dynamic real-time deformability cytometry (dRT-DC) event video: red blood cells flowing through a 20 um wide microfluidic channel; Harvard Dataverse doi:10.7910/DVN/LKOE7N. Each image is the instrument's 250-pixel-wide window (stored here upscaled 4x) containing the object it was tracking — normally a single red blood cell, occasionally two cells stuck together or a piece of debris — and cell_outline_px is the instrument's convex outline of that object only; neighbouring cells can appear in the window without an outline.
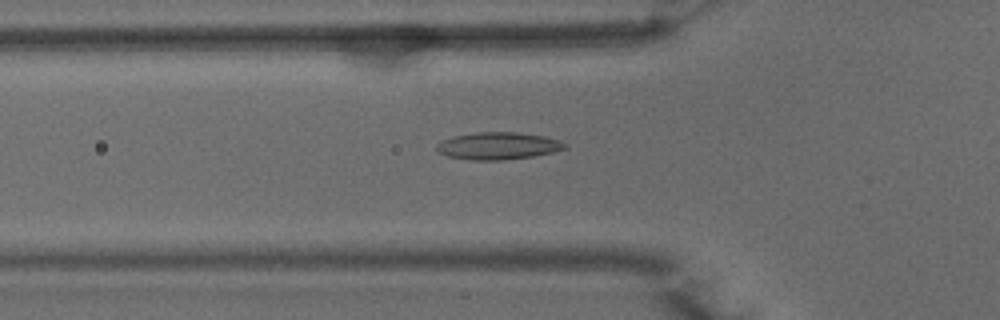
{"species": "common noctule bat (a hibernating species)", "species_latin": "Nyctalus noctula", "temperature_condition": "warm", "stored_images_in_passage": 50, "camera_frame_rate_fps": 3000, "um_per_image_px": 0.085, "animal": {"sex": "male", "body_mass_g": 15.6}, "frame": {"image": 1, "passage_image": 17, "time_ms": 5.333, "image_size_px": [1000, 320], "cell_outline_px": [[568, 144], [564, 148], [552, 152], [532, 156], [504, 160], [472, 160], [448, 156], [436, 152], [436, 144], [440, 140], [452, 136], [476, 132], [516, 132], [544, 136], [560, 140]], "centroid_in_image_um": [42.28, 12.39], "position_along_channel_um": 83.5, "area_um2": 20.46}}
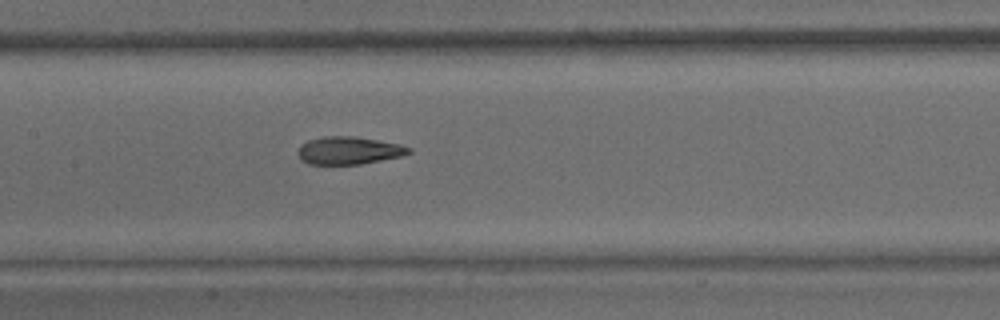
{"frame": {"image": 2, "passage_image": 24, "time_ms": 7.667, "image_size_px": [1000, 320], "cell_outline_px": [[412, 152], [400, 156], [360, 164], [308, 164], [300, 160], [296, 152], [300, 144], [308, 140], [324, 136], [352, 136], [400, 144], [412, 148]], "centroid_in_image_um": [29.59, 12.79], "position_along_channel_um": 177.8, "area_um2": 17.92}}
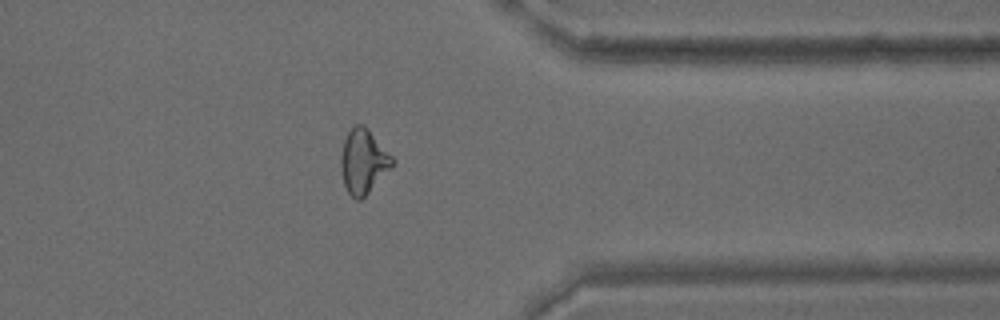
{"frame": {"image": 3, "passage_image": 40, "time_ms": 13.0, "image_size_px": [1000, 320], "cell_outline_px": [[396, 160], [392, 168], [360, 200], [356, 200], [348, 192], [344, 184], [340, 168], [340, 156], [344, 140], [348, 132], [356, 124], [364, 124], [368, 128]], "centroid_in_image_um": [30.89, 13.7], "position_along_channel_um": 380.5, "area_um2": 19.36}, "authors_computed_cell_mechanics": {"area_um2": 19.3052, "velocity_mm_per_s": 3.9964, "shape_relaxation_time_tau1_ms": 5.8523, "shape_relaxation_time_tau2_ms": 1.9104, "deformation_change_tau1": 0.2007, "deformation_change_tau2": 0.0978}}